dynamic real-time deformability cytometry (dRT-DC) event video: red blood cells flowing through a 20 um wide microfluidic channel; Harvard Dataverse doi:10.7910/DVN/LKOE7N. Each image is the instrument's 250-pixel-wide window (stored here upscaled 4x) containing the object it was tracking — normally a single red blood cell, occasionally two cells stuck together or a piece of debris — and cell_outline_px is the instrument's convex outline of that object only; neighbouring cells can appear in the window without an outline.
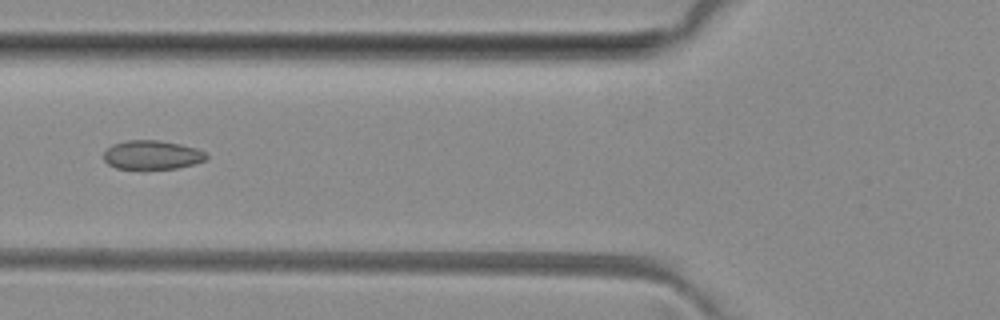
{"species": "common noctule bat (a hibernating species)", "species_latin": "Nyctalus noctula", "temperature_condition": "room temperature", "stored_images_in_passage": 7, "camera_frame_rate_fps": 3000, "um_per_image_px": 0.085, "animal": {"sex": "female", "body_mass_g": 29.2, "forearm_length_mm": 56.3}, "frame": {"image": 1, "passage_image": 5, "time_ms": 6.0, "image_size_px": [1000, 320], "cell_outline_px": [[208, 156], [204, 160], [192, 164], [176, 168], [144, 172], [116, 168], [108, 164], [104, 160], [104, 152], [112, 144], [128, 140], [156, 140], [180, 144], [196, 148], [204, 152]], "centroid_in_image_um": [12.87, 13.21], "position_along_channel_um": 112.9, "area_um2": 17.86}}
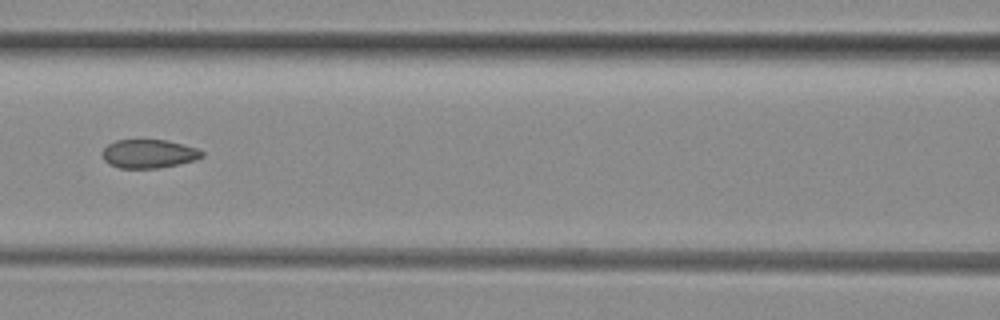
{"frame": {"image": 2, "passage_image": 6, "time_ms": 7.0, "image_size_px": [1000, 320], "cell_outline_px": [[204, 156], [196, 160], [180, 164], [160, 168], [120, 168], [108, 164], [104, 160], [100, 152], [108, 144], [116, 140], [168, 140], [196, 148], [204, 152]], "centroid_in_image_um": [12.64, 13.08], "position_along_channel_um": 154.0, "area_um2": 16.82}}
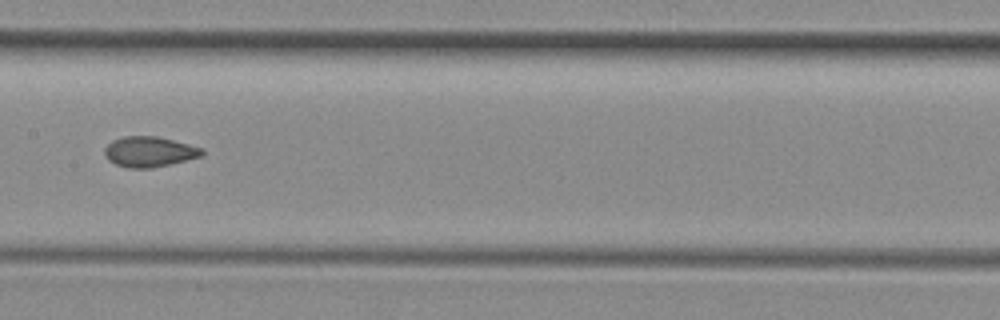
{"frame": {"image": 3, "passage_image": 7, "time_ms": 8.0, "image_size_px": [1000, 320], "cell_outline_px": [[204, 152], [200, 156], [152, 168], [128, 168], [116, 164], [108, 160], [104, 156], [104, 148], [112, 140], [124, 136], [156, 136], [204, 148]], "centroid_in_image_um": [12.64, 12.89], "position_along_channel_um": 194.8, "area_um2": 17.11}}